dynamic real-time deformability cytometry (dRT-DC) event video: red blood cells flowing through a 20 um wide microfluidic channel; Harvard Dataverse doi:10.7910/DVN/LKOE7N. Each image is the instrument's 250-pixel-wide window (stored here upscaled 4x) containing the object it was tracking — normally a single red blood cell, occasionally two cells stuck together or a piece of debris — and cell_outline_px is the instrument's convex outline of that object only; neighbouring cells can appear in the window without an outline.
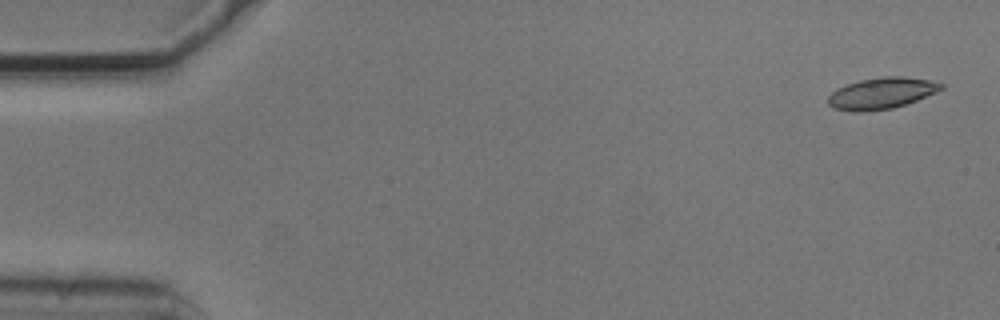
{"species": "common noctule bat (a hibernating species)", "species_latin": "Nyctalus noctula", "temperature_condition": "cold", "stored_images_in_passage": 5, "camera_frame_rate_fps": 3000, "um_per_image_px": 0.085, "animal": {"sex": "male", "body_mass_g": 20.5, "forearm_length_mm": 52.5}, "frame": {"image": 1, "passage_image": 1, "time_ms": 0.0, "image_size_px": [1000, 320], "cell_outline_px": [[944, 88], [936, 92], [916, 100], [892, 108], [860, 112], [852, 112], [832, 108], [828, 104], [828, 96], [836, 88], [860, 80], [884, 76], [904, 76], [928, 80], [944, 84]], "centroid_in_image_um": [74.89, 7.93], "position_along_channel_um": 10.1, "area_um2": 20.58}}
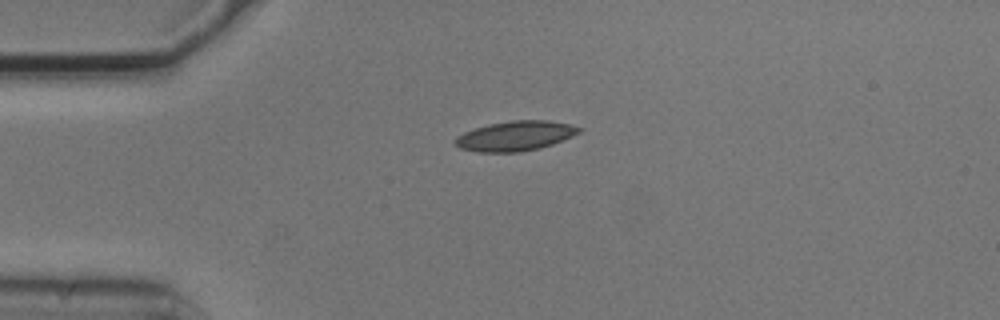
{"frame": {"image": 2, "passage_image": 4, "time_ms": 1.0, "image_size_px": [1000, 320], "cell_outline_px": [[584, 128], [580, 132], [572, 136], [552, 144], [540, 148], [516, 152], [476, 152], [460, 148], [452, 144], [452, 140], [456, 136], [464, 132], [488, 124], [512, 120], [548, 120], [568, 124]], "centroid_in_image_um": [43.76, 11.55], "position_along_channel_um": 41.2, "area_um2": 21.62}}